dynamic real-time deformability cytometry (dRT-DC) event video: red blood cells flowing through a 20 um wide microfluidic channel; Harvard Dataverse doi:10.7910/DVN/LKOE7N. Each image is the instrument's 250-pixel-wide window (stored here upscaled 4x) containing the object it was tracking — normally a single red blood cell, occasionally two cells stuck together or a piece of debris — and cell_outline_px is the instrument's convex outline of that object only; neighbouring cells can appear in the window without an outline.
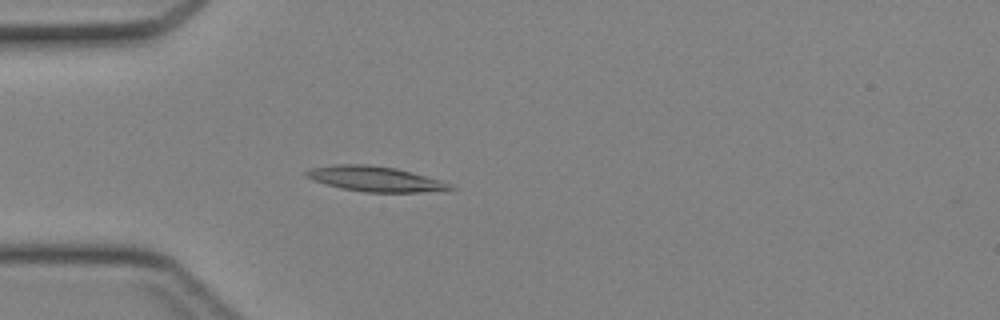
{"species": "Egyptian fruit bat (a non-hibernating species)", "species_latin": "Rousettus aegyptiacus", "temperature_condition": "cold", "stored_images_in_passage": 13, "camera_frame_rate_fps": 3000, "um_per_image_px": 0.085, "animal": {"sex": "female"}, "frame": {"image": 1, "passage_image": 13, "time_ms": 4.0, "image_size_px": [1000, 320], "cell_outline_px": [[456, 188], [448, 192], [364, 192], [340, 188], [312, 180], [304, 176], [304, 172], [312, 168], [332, 164], [368, 164], [396, 168], [412, 172], [440, 180], [452, 184]], "centroid_in_image_um": [31.94, 15.22], "position_along_channel_um": 53.1, "area_um2": 21.5}}